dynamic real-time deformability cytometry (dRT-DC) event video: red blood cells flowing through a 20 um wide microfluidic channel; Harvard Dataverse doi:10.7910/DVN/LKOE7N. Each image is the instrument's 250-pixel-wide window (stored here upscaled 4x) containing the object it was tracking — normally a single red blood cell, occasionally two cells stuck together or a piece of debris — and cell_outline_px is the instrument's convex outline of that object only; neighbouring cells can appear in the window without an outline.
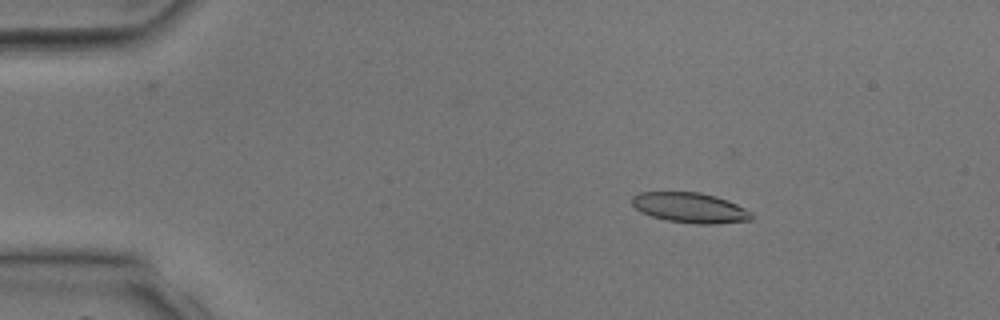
{"species": "common noctule bat (a hibernating species)", "species_latin": "Nyctalus noctula", "temperature_condition": "room temperature", "stored_images_in_passage": 38, "camera_frame_rate_fps": 3000, "um_per_image_px": 0.085, "animal": {"sex": "male", "body_mass_g": 17.9, "forearm_length_mm": 54.2}, "frame": {"image": 1, "passage_image": 6, "time_ms": 1.667, "image_size_px": [1000, 320], "cell_outline_px": [[752, 220], [716, 224], [696, 224], [668, 220], [652, 216], [640, 212], [632, 204], [632, 196], [640, 192], [700, 192], [716, 196], [728, 200], [752, 212]], "centroid_in_image_um": [58.67, 17.65], "position_along_channel_um": 26.3, "area_um2": 21.04}}
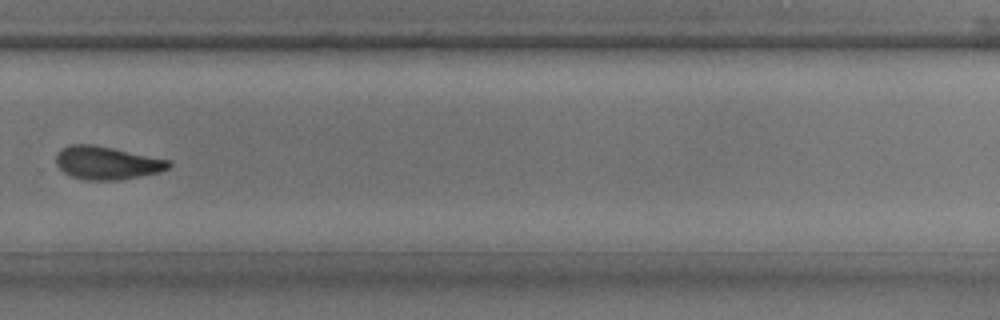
{"frame": {"image": 2, "passage_image": 27, "time_ms": 8.667, "image_size_px": [1000, 320], "cell_outline_px": [[172, 164], [168, 168], [160, 172], [120, 180], [84, 180], [72, 176], [64, 172], [56, 164], [56, 156], [64, 148], [72, 144], [92, 144], [172, 160]], "centroid_in_image_um": [9.13, 13.85], "position_along_channel_um": 320.7, "area_um2": 21.62}}
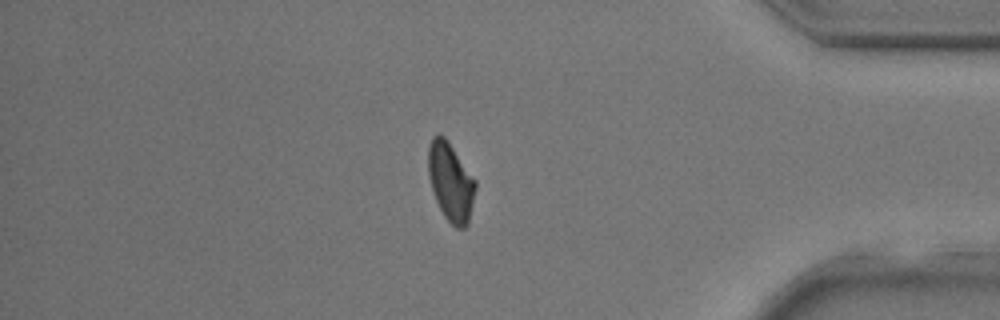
{"frame": {"image": 3, "passage_image": 33, "time_ms": 10.667, "image_size_px": [1000, 320], "cell_outline_px": [[476, 188], [468, 224], [464, 228], [456, 228], [444, 216], [436, 200], [432, 188], [428, 172], [428, 144], [432, 136], [444, 136], [448, 140], [476, 180]], "centroid_in_image_um": [38.31, 15.45], "position_along_channel_um": 396.9, "area_um2": 21.5}}